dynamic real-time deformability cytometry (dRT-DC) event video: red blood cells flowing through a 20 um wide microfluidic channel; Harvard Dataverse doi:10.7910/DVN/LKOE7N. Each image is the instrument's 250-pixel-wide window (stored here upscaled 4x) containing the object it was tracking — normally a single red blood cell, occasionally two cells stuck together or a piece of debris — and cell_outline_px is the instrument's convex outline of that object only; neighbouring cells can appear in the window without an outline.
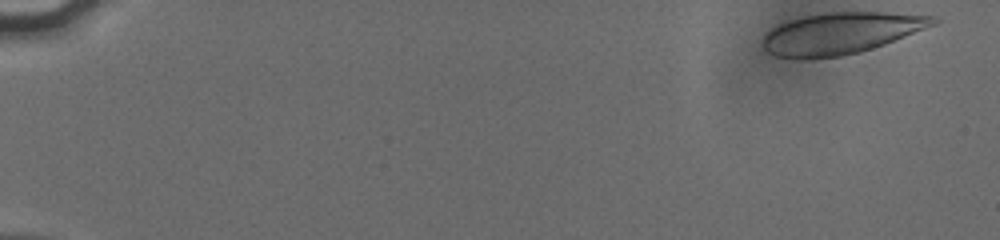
{"species": "human", "species_latin": "Homo sapiens", "temperature_condition": "cold", "stored_images_in_passage": 53, "camera_frame_rate_fps": 3000, "um_per_image_px": 0.085, "donor": {"sex": "male"}, "frame": {"image": 1, "passage_image": 1, "time_ms": 0.0, "image_size_px": [1000, 240], "cell_outline_px": [[940, 20], [936, 24], [884, 44], [872, 48], [840, 56], [804, 60], [776, 56], [768, 52], [764, 48], [764, 36], [776, 24], [788, 20], [808, 16], [832, 12], [880, 12], [936, 16]], "centroid_in_image_um": [71.46, 2.83], "position_along_channel_um": 13.5, "area_um2": 40.92}}
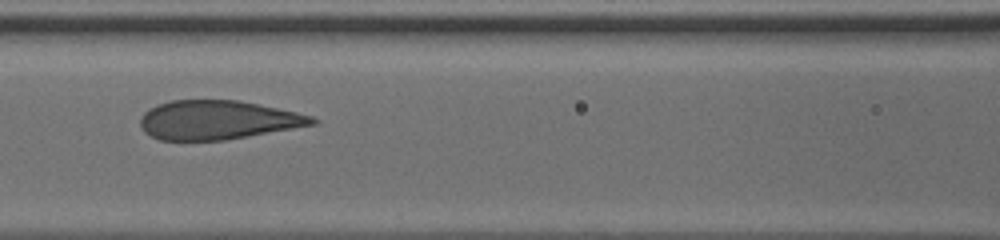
{"frame": {"image": 2, "passage_image": 25, "time_ms": 8.0, "image_size_px": [1000, 240], "cell_outline_px": [[320, 120], [316, 124], [248, 136], [224, 140], [160, 140], [144, 132], [140, 124], [140, 116], [148, 108], [172, 100], [240, 100], [296, 112], [312, 116]], "centroid_in_image_um": [18.49, 10.19], "position_along_channel_um": 148.1, "area_um2": 38.96}}
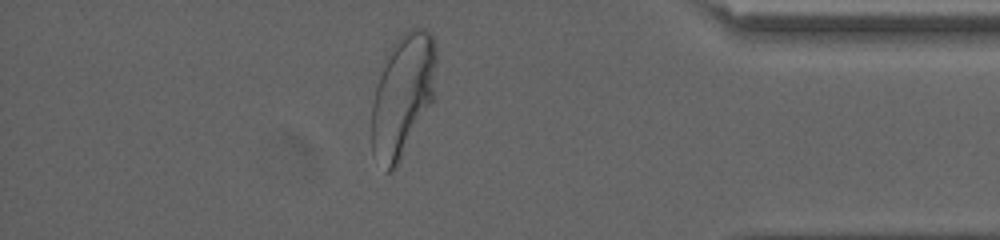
{"frame": {"image": 3, "passage_image": 47, "time_ms": 15.333, "image_size_px": [1000, 240], "cell_outline_px": [[436, 60], [432, 100], [396, 168], [392, 172], [388, 172], [372, 152], [372, 104], [376, 88], [380, 76], [392, 44], [404, 32], [412, 28], [424, 28], [432, 36], [436, 44]], "centroid_in_image_um": [34.23, 8.08], "position_along_channel_um": 401.0, "area_um2": 44.97}, "authors_computed_cell_mechanics": {"area_um2": 41.2692, "velocity_mm_per_s": 3.8076, "shape_relaxation_time_tau1_ms": 5.8378, "shape_relaxation_time_tau2_ms": null, "deformation_change_tau1": 0.1868, "deformation_change_tau2": null}}